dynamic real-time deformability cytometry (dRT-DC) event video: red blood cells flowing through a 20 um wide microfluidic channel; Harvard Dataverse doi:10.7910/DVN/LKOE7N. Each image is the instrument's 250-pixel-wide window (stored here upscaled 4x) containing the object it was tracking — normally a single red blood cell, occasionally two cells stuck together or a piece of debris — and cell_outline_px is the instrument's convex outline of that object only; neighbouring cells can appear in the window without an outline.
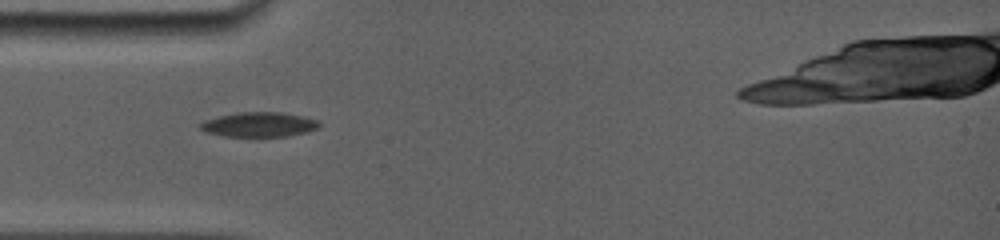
{"species": "common noctule bat (a hibernating species)", "species_latin": "Nyctalus noctula", "temperature_condition": "room temperature", "stored_images_in_passage": 56, "camera_frame_rate_fps": 5000, "um_per_image_px": 0.085, "animal": {"sex": "female", "body_mass_g": 19.0, "forearm_length_mm": 56.7}, "frame": {"image": 1, "passage_image": 1, "time_ms": 0.0, "image_size_px": [1000, 240], "cell_outline_px": [[320, 128], [308, 132], [288, 136], [224, 136], [204, 132], [196, 124], [204, 120], [236, 112], [280, 112], [320, 120]], "centroid_in_image_um": [22.01, 10.58], "position_along_channel_um": 63.0, "area_um2": 17.28}}
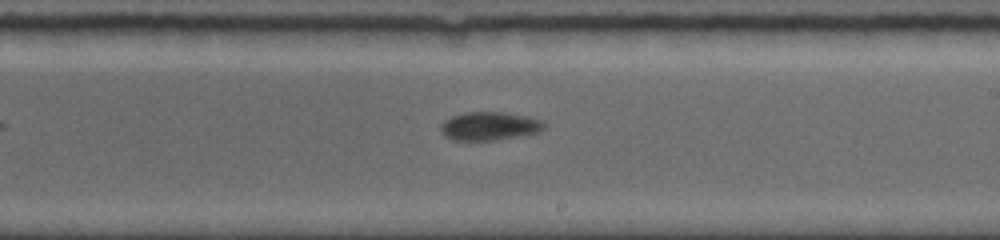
{"frame": {"image": 2, "passage_image": 25, "time_ms": 4.8, "image_size_px": [1000, 240], "cell_outline_px": [[544, 128], [540, 132], [496, 140], [452, 140], [444, 136], [440, 132], [440, 124], [444, 120], [452, 116], [464, 112], [504, 112], [528, 116], [544, 120]], "centroid_in_image_um": [41.59, 10.71], "position_along_channel_um": 247.4, "area_um2": 17.34}}
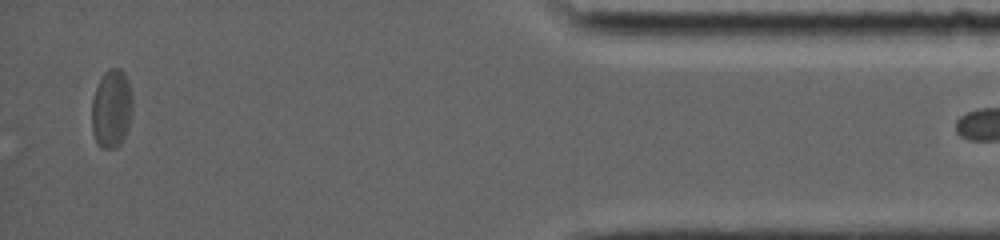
{"frame": {"image": 3, "passage_image": 55, "time_ms": 10.8, "image_size_px": [1000, 240], "cell_outline_px": [[132, 112], [128, 128], [120, 144], [116, 148], [100, 148], [92, 132], [92, 100], [96, 88], [104, 72], [112, 68], [120, 68], [124, 72], [128, 80], [132, 96]], "centroid_in_image_um": [9.49, 9.24], "position_along_channel_um": 425.7, "area_um2": 18.67}}